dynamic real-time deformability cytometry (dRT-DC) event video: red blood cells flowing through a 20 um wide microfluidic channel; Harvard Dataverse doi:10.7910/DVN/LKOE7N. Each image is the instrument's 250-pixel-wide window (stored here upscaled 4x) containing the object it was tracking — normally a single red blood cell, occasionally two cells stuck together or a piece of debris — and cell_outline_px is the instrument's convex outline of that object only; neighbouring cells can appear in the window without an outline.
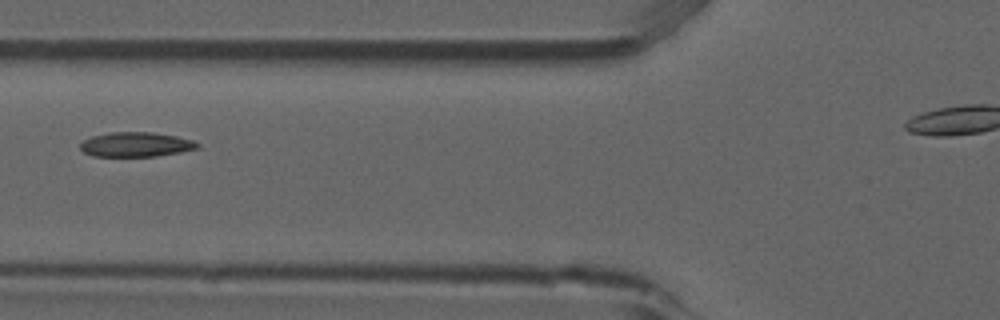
{"species": "common noctule bat (a hibernating species)", "species_latin": "Nyctalus noctula", "temperature_condition": "room temperature", "stored_images_in_passage": 6, "camera_frame_rate_fps": 3000, "um_per_image_px": 0.085, "animal": {"sex": "male", "forearm_length_mm": 52.5}, "frame": {"image": 1, "passage_image": 6, "time_ms": 1.667, "image_size_px": [1000, 320], "cell_outline_px": [[200, 148], [180, 152], [156, 156], [92, 156], [84, 152], [80, 148], [80, 144], [84, 140], [92, 136], [112, 132], [152, 132], [176, 136], [192, 140], [200, 144]], "centroid_in_image_um": [11.57, 12.28], "position_along_channel_um": 114.2, "area_um2": 16.76}}